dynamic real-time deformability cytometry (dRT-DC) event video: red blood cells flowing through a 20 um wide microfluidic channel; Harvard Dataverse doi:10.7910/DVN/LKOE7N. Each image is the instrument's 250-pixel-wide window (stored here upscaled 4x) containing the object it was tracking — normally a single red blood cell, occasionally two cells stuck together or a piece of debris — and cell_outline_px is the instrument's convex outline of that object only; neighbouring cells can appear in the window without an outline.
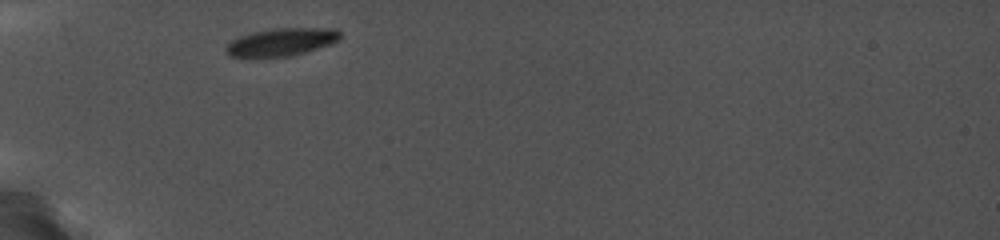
{"species": "common noctule bat (a hibernating species)", "species_latin": "Nyctalus noctula", "temperature_condition": "cold", "stored_images_in_passage": 2, "camera_frame_rate_fps": 5000, "um_per_image_px": 0.085, "animal": {"sex": "female", "body_mass_g": 19.0, "forearm_length_mm": 56.7}, "frame": {"image": 1, "passage_image": 1, "time_ms": 0.0, "image_size_px": [1000, 240], "cell_outline_px": [[340, 40], [332, 44], [304, 52], [288, 56], [240, 60], [228, 56], [224, 48], [232, 40], [240, 36], [252, 32], [272, 28], [336, 28], [340, 32]], "centroid_in_image_um": [23.84, 3.61], "position_along_channel_um": 61.2, "area_um2": 19.19}}